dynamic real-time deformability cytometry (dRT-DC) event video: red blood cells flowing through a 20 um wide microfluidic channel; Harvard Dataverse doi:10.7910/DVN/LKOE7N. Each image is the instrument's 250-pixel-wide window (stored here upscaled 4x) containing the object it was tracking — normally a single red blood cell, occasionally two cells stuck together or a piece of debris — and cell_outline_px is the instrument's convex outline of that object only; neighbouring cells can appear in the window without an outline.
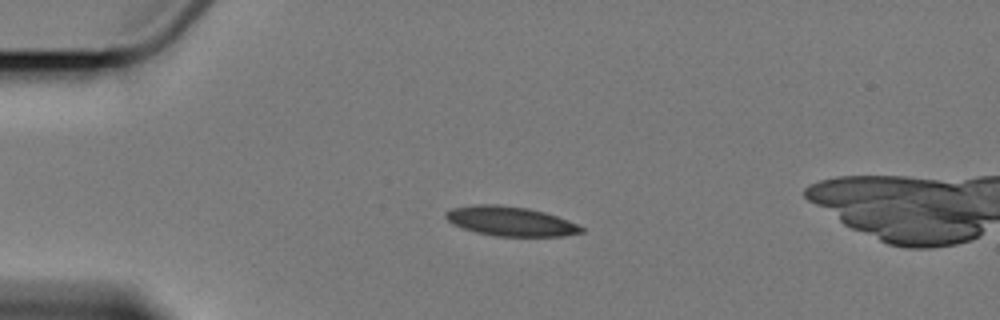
{"species": "Egyptian fruit bat (a non-hibernating species)", "species_latin": "Rousettus aegyptiacus", "temperature_condition": "cold", "stored_images_in_passage": 6, "camera_frame_rate_fps": 3000, "um_per_image_px": 0.085, "animal": {"sex": "female"}, "frame": {"image": 1, "passage_image": 3, "time_ms": 2.333, "image_size_px": [1000, 320], "cell_outline_px": [[584, 232], [564, 236], [496, 236], [476, 232], [452, 224], [444, 216], [444, 212], [452, 208], [476, 204], [496, 204], [528, 208], [544, 212], [568, 220], [584, 228]], "centroid_in_image_um": [43.37, 18.8], "position_along_channel_um": 41.6, "area_um2": 23.24}}
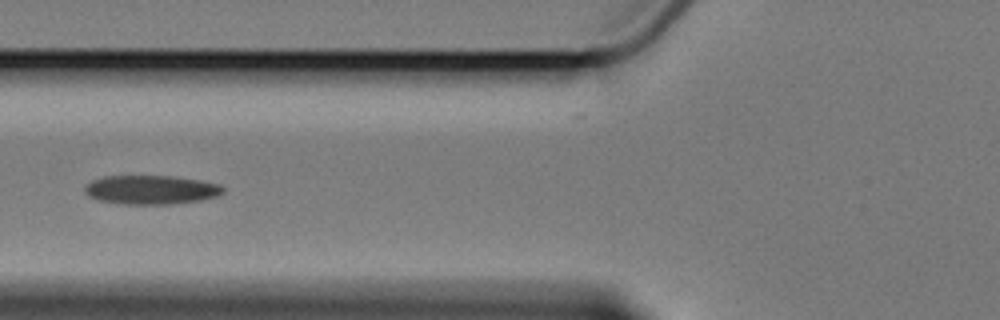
{"frame": {"image": 2, "passage_image": 5, "time_ms": 5.333, "image_size_px": [1000, 320], "cell_outline_px": [[224, 192], [216, 196], [200, 200], [172, 204], [120, 204], [96, 200], [88, 196], [84, 192], [84, 188], [92, 180], [104, 176], [172, 176], [200, 180], [220, 184], [224, 188]], "centroid_in_image_um": [12.82, 16.13], "position_along_channel_um": 113.0, "area_um2": 23.47}}
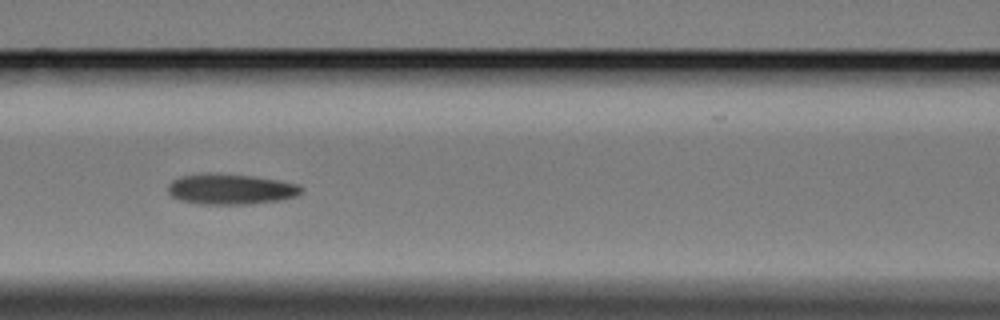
{"frame": {"image": 3, "passage_image": 6, "time_ms": 6.333, "image_size_px": [1000, 320], "cell_outline_px": [[304, 192], [296, 196], [280, 200], [252, 204], [200, 204], [180, 200], [172, 196], [168, 192], [168, 184], [172, 180], [180, 176], [208, 172], [252, 176], [276, 180], [296, 184], [304, 188]], "centroid_in_image_um": [19.59, 16.07], "position_along_channel_um": 147.0, "area_um2": 23.87}}